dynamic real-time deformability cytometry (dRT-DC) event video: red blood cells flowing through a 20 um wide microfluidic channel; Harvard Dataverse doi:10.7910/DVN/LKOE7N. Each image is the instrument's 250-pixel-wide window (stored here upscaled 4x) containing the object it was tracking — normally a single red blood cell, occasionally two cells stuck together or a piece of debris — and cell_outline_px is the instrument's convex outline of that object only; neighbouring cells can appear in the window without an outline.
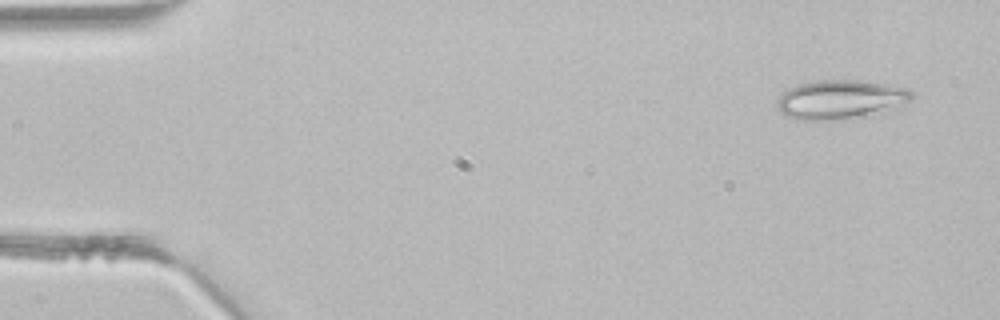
{"species": "common noctule bat (a hibernating species)", "species_latin": "Nyctalus noctula", "temperature_condition": "room temperature", "stored_images_in_passage": 2, "camera_frame_rate_fps": 3000, "um_per_image_px": 0.085, "animal": {"sex": "male", "body_mass_g": 21.5, "forearm_length_mm": 52.0}, "frame": {"image": 1, "passage_image": 1, "time_ms": 0.0, "image_size_px": [1000, 320], "cell_outline_px": [[912, 100], [896, 108], [880, 112], [824, 120], [796, 120], [784, 116], [776, 108], [776, 100], [784, 92], [800, 84], [820, 80], [860, 80], [908, 88], [912, 92]], "centroid_in_image_um": [71.41, 8.45], "position_along_channel_um": 13.6, "area_um2": 30.23}}